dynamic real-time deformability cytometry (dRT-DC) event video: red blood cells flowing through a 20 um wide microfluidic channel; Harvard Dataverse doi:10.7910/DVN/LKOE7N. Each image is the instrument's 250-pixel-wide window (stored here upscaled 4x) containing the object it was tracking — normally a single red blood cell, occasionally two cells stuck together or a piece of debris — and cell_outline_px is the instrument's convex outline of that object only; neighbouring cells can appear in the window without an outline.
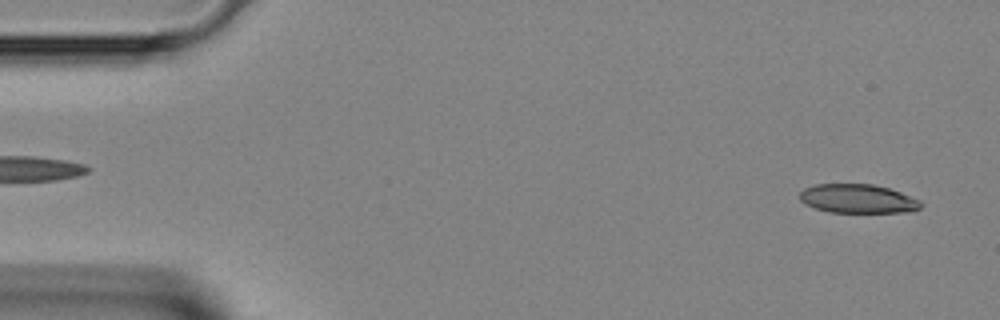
{"species": "Egyptian fruit bat (a non-hibernating species)", "species_latin": "Rousettus aegyptiacus", "temperature_condition": "room temperature", "stored_images_in_passage": 41, "camera_frame_rate_fps": 3000, "um_per_image_px": 0.085, "animal": {"sex": "female"}, "frame": {"image": 1, "passage_image": 1, "time_ms": 0.0, "image_size_px": [1000, 320], "cell_outline_px": [[924, 204], [920, 208], [912, 212], [828, 212], [804, 204], [800, 200], [800, 192], [804, 188], [816, 184], [872, 184], [888, 188], [900, 192], [920, 200]], "centroid_in_image_um": [72.92, 16.89], "position_along_channel_um": 12.1, "area_um2": 20.46}}
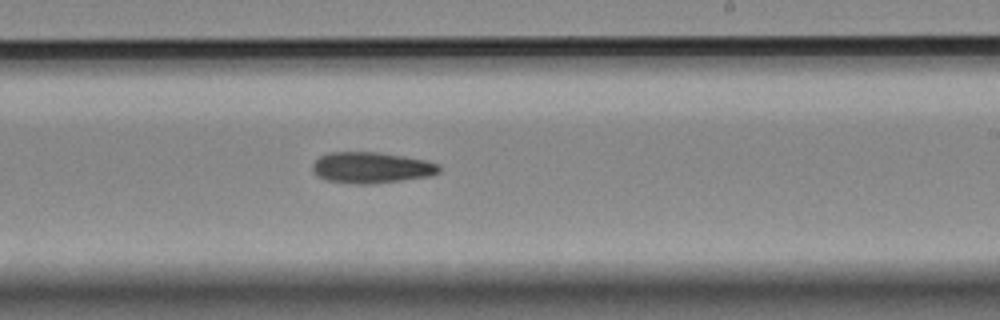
{"frame": {"image": 2, "passage_image": 24, "time_ms": 7.667, "image_size_px": [1000, 320], "cell_outline_px": [[440, 172], [432, 176], [372, 184], [356, 184], [324, 180], [312, 168], [312, 164], [320, 156], [328, 152], [376, 152], [424, 160], [440, 164]], "centroid_in_image_um": [31.58, 14.25], "position_along_channel_um": 257.4, "area_um2": 22.83}}
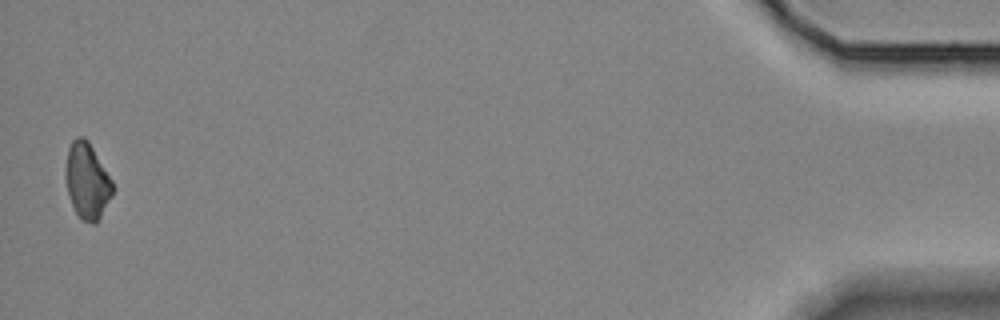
{"frame": {"image": 3, "passage_image": 41, "time_ms": 13.333, "image_size_px": [1000, 320], "cell_outline_px": [[112, 196], [96, 224], [92, 224], [80, 220], [72, 204], [68, 192], [64, 176], [64, 168], [68, 148], [72, 140], [76, 136], [84, 136], [88, 140], [112, 180]], "centroid_in_image_um": [7.38, 15.37], "position_along_channel_um": 427.8, "area_um2": 20.98}}